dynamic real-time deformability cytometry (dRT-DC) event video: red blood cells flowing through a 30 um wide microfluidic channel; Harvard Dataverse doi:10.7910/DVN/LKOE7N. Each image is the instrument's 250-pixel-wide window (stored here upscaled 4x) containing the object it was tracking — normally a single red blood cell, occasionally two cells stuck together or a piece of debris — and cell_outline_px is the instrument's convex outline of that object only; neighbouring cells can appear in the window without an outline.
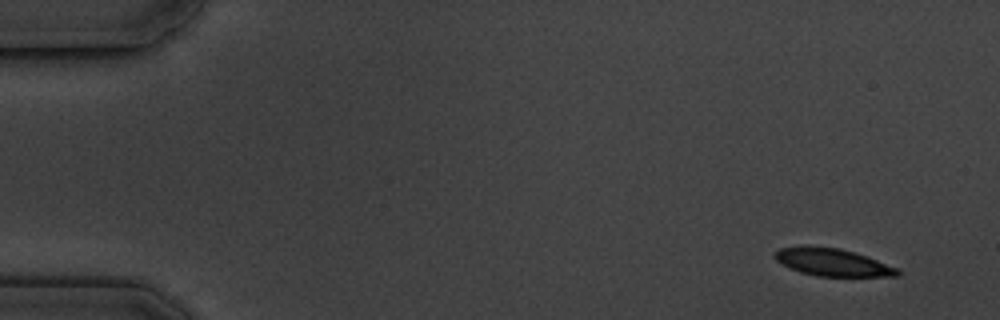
{"species": "common noctule bat (a hibernating species)", "species_latin": "Nyctalus noctula", "temperature_condition": "cold", "stored_images_in_passage": 5, "camera_frame_rate_fps": 3000, "um_per_image_px": 0.085, "animal": {"sex": "male", "body_mass_g": 19.5, "forearm_length_mm": 54.6}, "frame": {"image": 1, "passage_image": 1, "time_ms": 0.0, "image_size_px": [1000, 320], "cell_outline_px": [[900, 276], [816, 276], [800, 272], [788, 268], [776, 260], [772, 256], [780, 248], [840, 248], [868, 256], [896, 268], [900, 272]], "centroid_in_image_um": [70.79, 22.33], "position_along_channel_um": 14.2, "area_um2": 19.07}}
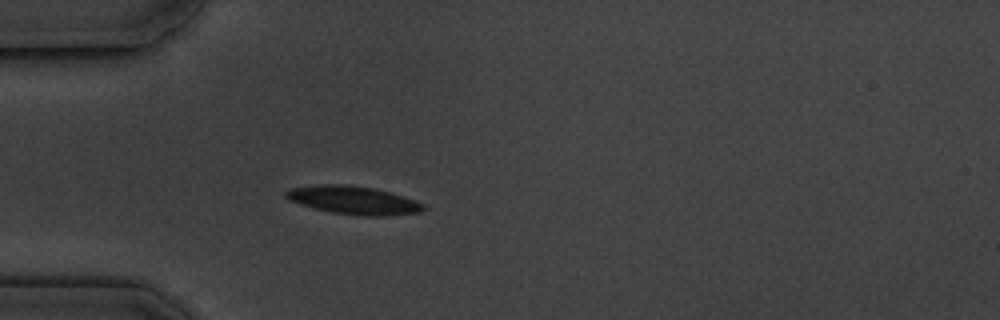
{"frame": {"image": 2, "passage_image": 5, "time_ms": 4.333, "image_size_px": [1000, 320], "cell_outline_px": [[428, 208], [420, 212], [384, 216], [368, 216], [332, 212], [300, 204], [288, 200], [284, 196], [284, 192], [292, 188], [320, 184], [344, 184], [372, 188], [388, 192], [416, 200], [424, 204]], "centroid_in_image_um": [30.05, 17.01], "position_along_channel_um": 54.9, "area_um2": 22.37}}